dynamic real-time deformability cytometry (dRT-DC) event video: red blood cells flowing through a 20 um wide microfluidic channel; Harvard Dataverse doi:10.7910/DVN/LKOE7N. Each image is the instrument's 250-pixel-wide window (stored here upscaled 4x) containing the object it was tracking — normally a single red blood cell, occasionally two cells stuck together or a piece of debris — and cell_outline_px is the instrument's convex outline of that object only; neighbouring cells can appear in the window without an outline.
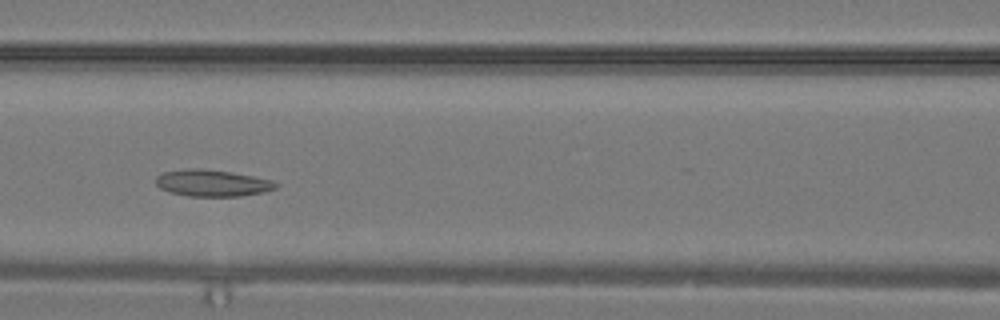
{"species": "common noctule bat (a hibernating species)", "species_latin": "Nyctalus noctula", "temperature_condition": "warm", "stored_images_in_passage": 23, "camera_frame_rate_fps": 3000, "um_per_image_px": 0.085, "animal": {"sex": "male", "body_mass_g": 19.2, "forearm_length_mm": 51.8}, "frame": {"image": 1, "passage_image": 6, "time_ms": 1.667, "image_size_px": [1000, 320], "cell_outline_px": [[280, 184], [276, 188], [264, 192], [240, 196], [188, 196], [168, 192], [160, 188], [156, 184], [156, 176], [164, 172], [192, 168], [200, 168], [228, 172], [252, 176], [272, 180]], "centroid_in_image_um": [18.04, 15.57], "position_along_channel_um": 148.6, "area_um2": 18.55}}
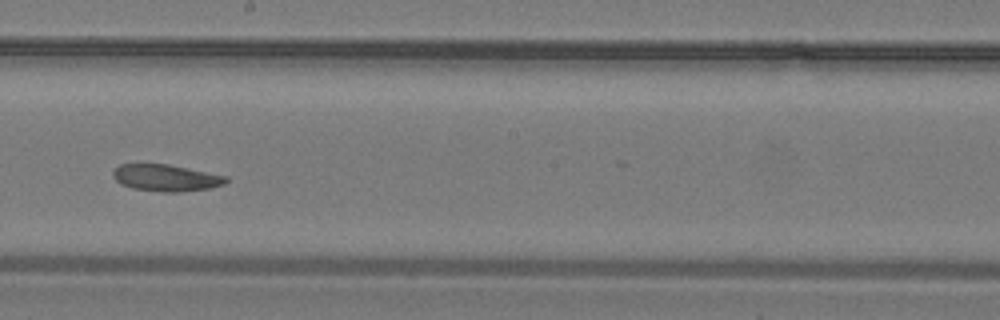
{"frame": {"image": 2, "passage_image": 10, "time_ms": 3.0, "image_size_px": [1000, 320], "cell_outline_px": [[228, 180], [224, 184], [212, 188], [180, 192], [164, 192], [132, 188], [120, 184], [112, 176], [112, 172], [120, 164], [168, 164], [228, 176]], "centroid_in_image_um": [14.12, 15.12], "position_along_channel_um": 234.1, "area_um2": 17.69}}
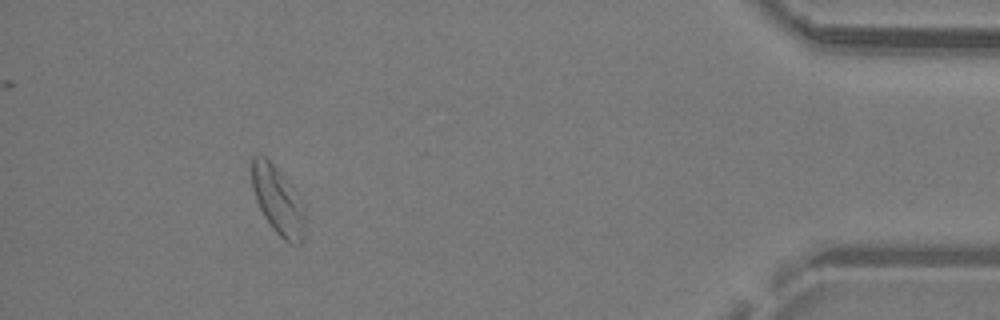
{"frame": {"image": 3, "passage_image": 21, "time_ms": 6.667, "image_size_px": [1000, 320], "cell_outline_px": [[304, 240], [300, 244], [288, 244], [272, 228], [264, 216], [256, 200], [252, 188], [252, 156], [264, 156], [276, 168], [304, 204]], "centroid_in_image_um": [23.62, 17.1], "position_along_channel_um": 411.6, "area_um2": 20.69}}